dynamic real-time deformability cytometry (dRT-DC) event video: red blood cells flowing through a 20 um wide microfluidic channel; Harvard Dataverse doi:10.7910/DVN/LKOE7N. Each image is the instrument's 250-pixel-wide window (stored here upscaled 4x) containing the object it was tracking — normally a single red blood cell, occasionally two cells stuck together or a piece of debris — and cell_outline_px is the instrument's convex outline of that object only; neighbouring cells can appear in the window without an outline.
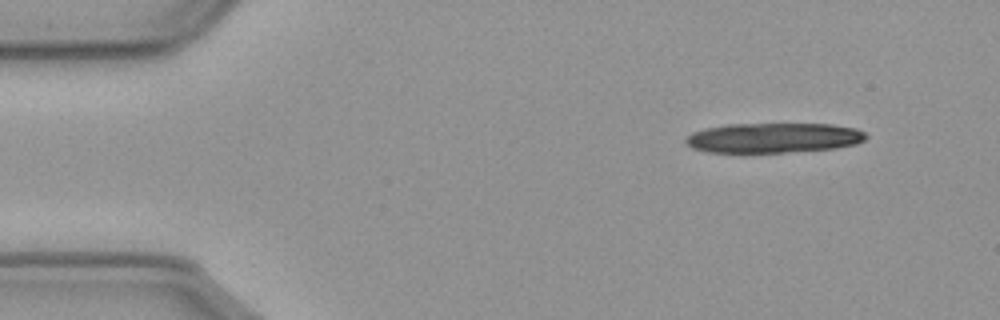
{"species": "common noctule bat (a hibernating species)", "species_latin": "Nyctalus noctula", "temperature_condition": "cold", "stored_images_in_passage": 18, "camera_frame_rate_fps": 3000, "um_per_image_px": 0.085, "animal": {"sex": "male", "body_mass_g": 23.1, "forearm_length_mm": 52.7}, "frame": {"image": 1, "passage_image": 5, "time_ms": 1.333, "image_size_px": [1000, 320], "cell_outline_px": [[868, 136], [864, 140], [856, 144], [836, 148], [784, 152], [708, 152], [692, 148], [684, 140], [692, 132], [708, 128], [728, 124], [832, 124], [856, 128], [864, 132]], "centroid_in_image_um": [65.78, 11.71], "position_along_channel_um": 19.2, "area_um2": 31.27}}